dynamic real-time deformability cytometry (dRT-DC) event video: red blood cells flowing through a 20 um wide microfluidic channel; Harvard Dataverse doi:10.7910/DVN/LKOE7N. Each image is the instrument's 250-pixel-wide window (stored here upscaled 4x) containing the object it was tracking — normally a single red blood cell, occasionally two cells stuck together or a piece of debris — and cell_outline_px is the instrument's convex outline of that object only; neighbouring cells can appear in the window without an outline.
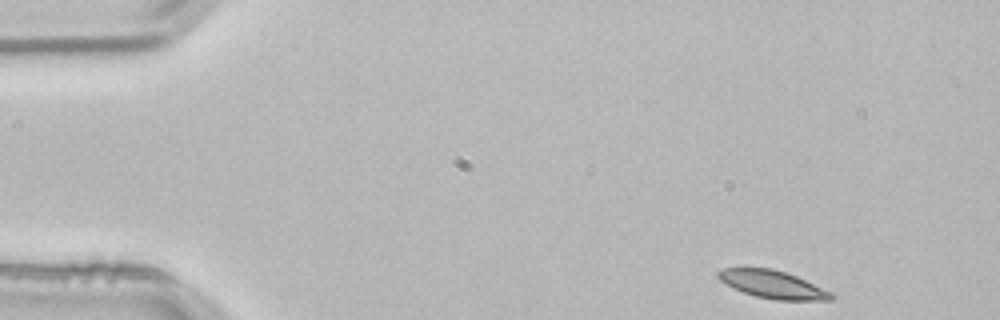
{"species": "common noctule bat (a hibernating species)", "species_latin": "Nyctalus noctula", "temperature_condition": "room temperature", "stored_images_in_passage": 4, "segment_of_instrument_passage": [2, 2], "camera_frame_rate_fps": 3000, "um_per_image_px": 0.085, "animal": {"sex": "male", "body_mass_g": 21.5, "forearm_length_mm": 52.0}, "frame": {"image": 1, "passage_image": 4, "time_ms": 1.0, "image_size_px": [1000, 320], "cell_outline_px": [[836, 296], [832, 300], [776, 300], [756, 296], [732, 288], [720, 280], [716, 276], [716, 272], [720, 268], [744, 264], [772, 268], [796, 276], [832, 292]], "centroid_in_image_um": [65.57, 24.12], "position_along_channel_um": 19.4, "area_um2": 19.07}}